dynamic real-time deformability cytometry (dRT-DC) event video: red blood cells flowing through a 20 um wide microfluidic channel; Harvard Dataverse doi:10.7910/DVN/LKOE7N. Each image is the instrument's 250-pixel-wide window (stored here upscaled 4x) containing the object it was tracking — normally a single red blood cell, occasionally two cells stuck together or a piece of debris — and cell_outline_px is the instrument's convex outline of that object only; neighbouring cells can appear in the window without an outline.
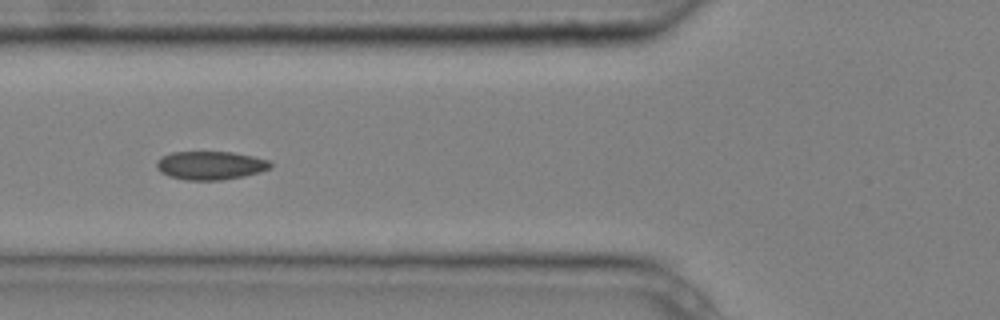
{"species": "common noctule bat (a hibernating species)", "species_latin": "Nyctalus noctula", "temperature_condition": "cold", "stored_images_in_passage": 5, "camera_frame_rate_fps": 3000, "um_per_image_px": 0.085, "animal": {"sex": "male", "body_mass_g": 20.4}, "frame": {"image": 1, "passage_image": 5, "time_ms": 1.333, "image_size_px": [1000, 320], "cell_outline_px": [[272, 168], [260, 172], [244, 176], [220, 180], [184, 180], [168, 176], [160, 172], [156, 168], [156, 164], [164, 156], [172, 152], [232, 152], [252, 156], [268, 160], [272, 164]], "centroid_in_image_um": [17.9, 14.07], "position_along_channel_um": 107.9, "area_um2": 18.84}}